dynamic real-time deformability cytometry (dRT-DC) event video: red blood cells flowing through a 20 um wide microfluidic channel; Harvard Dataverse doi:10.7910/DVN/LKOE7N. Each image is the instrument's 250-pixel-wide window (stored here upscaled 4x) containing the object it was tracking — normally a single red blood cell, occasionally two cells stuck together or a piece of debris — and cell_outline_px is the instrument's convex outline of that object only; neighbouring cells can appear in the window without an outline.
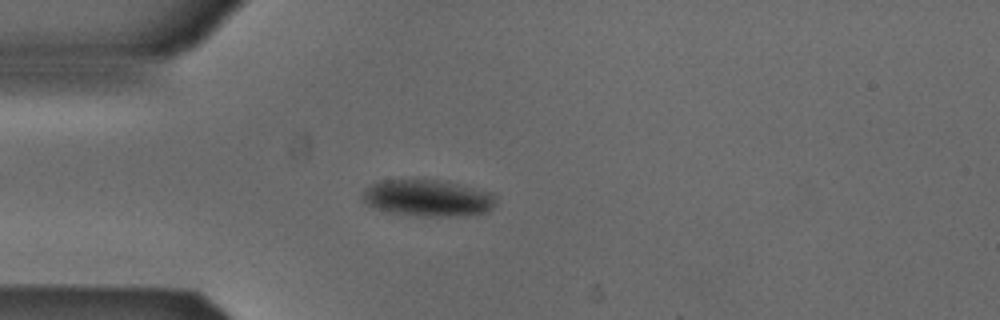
{"species": "Egyptian fruit bat (a non-hibernating species)", "species_latin": "Rousettus aegyptiacus", "temperature_condition": "cold", "stored_images_in_passage": 44, "camera_frame_rate_fps": 3000, "um_per_image_px": 0.085, "animal": {"sex": "male"}, "frame": {"image": 1, "passage_image": 9, "time_ms": 2.667, "image_size_px": [1000, 320], "cell_outline_px": [[496, 196], [492, 208], [488, 212], [460, 216], [416, 216], [388, 212], [376, 208], [368, 204], [364, 200], [364, 192], [372, 184], [380, 180], [444, 180], [492, 192]], "centroid_in_image_um": [36.42, 16.84], "position_along_channel_um": 48.6, "area_um2": 28.38}}
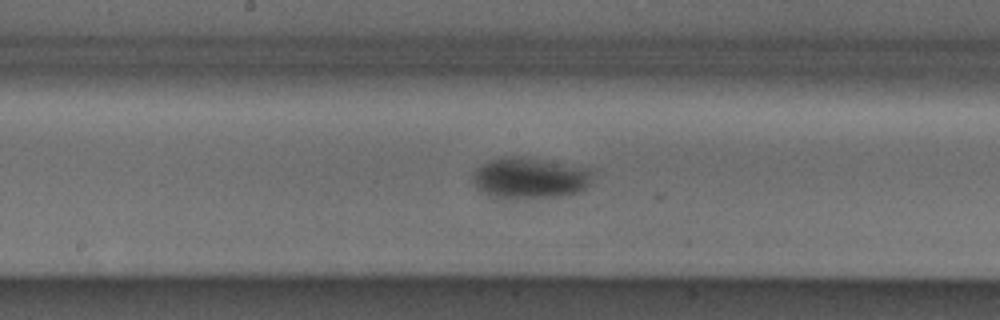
{"frame": {"image": 2, "passage_image": 22, "time_ms": 7.0, "image_size_px": [1000, 320], "cell_outline_px": [[592, 172], [588, 184], [580, 192], [560, 196], [492, 196], [476, 188], [472, 176], [476, 168], [492, 160], [512, 156], [588, 168]], "centroid_in_image_um": [45.03, 15.12], "position_along_channel_um": 203.2, "area_um2": 27.17}}
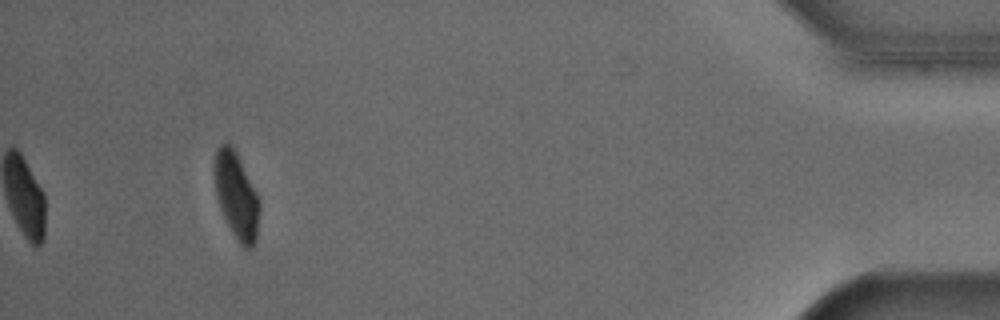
{"frame": {"image": 3, "passage_image": 44, "time_ms": 14.333, "image_size_px": [1000, 320], "cell_outline_px": [[260, 208], [256, 240], [252, 248], [244, 248], [236, 240], [220, 208], [216, 192], [216, 152], [220, 144], [224, 140], [228, 140], [232, 144], [260, 200]], "centroid_in_image_um": [20.12, 16.64], "position_along_channel_um": 415.1, "area_um2": 22.31}, "authors_computed_cell_mechanics": {"area_um2": 27.3972, "velocity_mm_per_s": 3.8625, "shape_relaxation_time_tau1_ms": 3.9973, "shape_relaxation_time_tau2_ms": null, "deformation_change_tau1": 0.1044, "deformation_change_tau2": null}}